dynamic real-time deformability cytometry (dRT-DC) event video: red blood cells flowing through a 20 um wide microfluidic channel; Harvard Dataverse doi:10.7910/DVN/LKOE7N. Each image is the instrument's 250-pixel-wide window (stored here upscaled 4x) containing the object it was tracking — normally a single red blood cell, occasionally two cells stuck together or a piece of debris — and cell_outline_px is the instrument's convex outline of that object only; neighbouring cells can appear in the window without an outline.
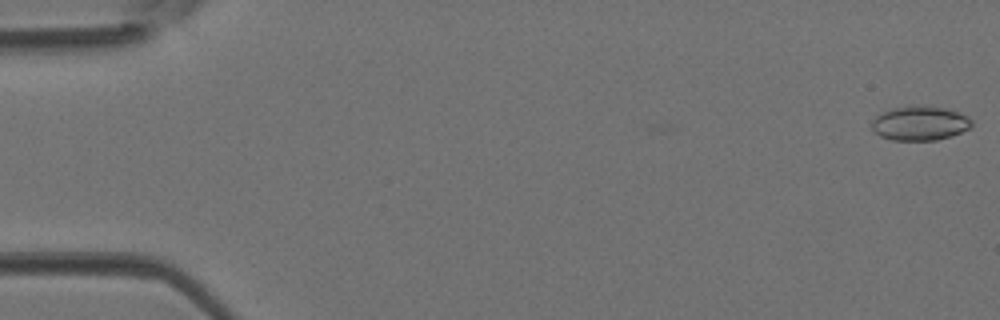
{"species": "Egyptian fruit bat (a non-hibernating species)", "species_latin": "Rousettus aegyptiacus", "temperature_condition": "room temperature", "stored_images_in_passage": 39, "camera_frame_rate_fps": 3000, "um_per_image_px": 0.085, "animal": {"sex": "female"}, "frame": {"image": 1, "passage_image": 1, "time_ms": 0.0, "image_size_px": [1000, 320], "cell_outline_px": [[972, 124], [968, 128], [952, 136], [936, 140], [892, 140], [880, 136], [872, 128], [872, 120], [876, 116], [892, 108], [944, 108], [960, 112], [968, 116], [972, 120]], "centroid_in_image_um": [78.21, 10.52], "position_along_channel_um": 6.8, "area_um2": 19.31}}
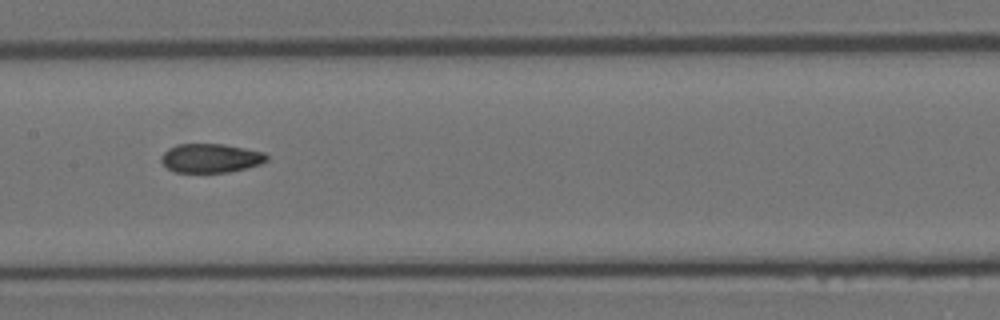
{"frame": {"image": 2, "passage_image": 22, "time_ms": 7.0, "image_size_px": [1000, 320], "cell_outline_px": [[268, 160], [260, 164], [248, 168], [228, 172], [176, 172], [168, 168], [160, 160], [160, 156], [168, 148], [176, 144], [224, 144], [264, 152], [268, 156]], "centroid_in_image_um": [17.91, 13.44], "position_along_channel_um": 189.5, "area_um2": 17.86}}
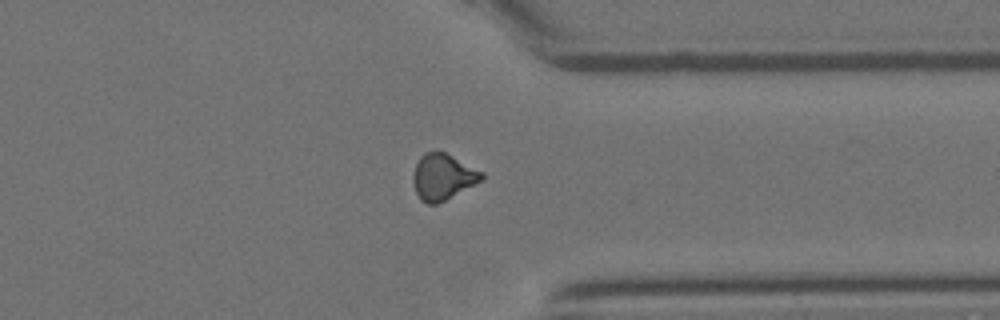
{"frame": {"image": 3, "passage_image": 34, "time_ms": 11.0, "image_size_px": [1000, 320], "cell_outline_px": [[484, 180], [436, 204], [428, 204], [420, 200], [416, 192], [412, 180], [412, 176], [416, 164], [420, 156], [424, 152], [444, 152], [484, 172]], "centroid_in_image_um": [37.64, 15.04], "position_along_channel_um": 373.8, "area_um2": 18.32}}